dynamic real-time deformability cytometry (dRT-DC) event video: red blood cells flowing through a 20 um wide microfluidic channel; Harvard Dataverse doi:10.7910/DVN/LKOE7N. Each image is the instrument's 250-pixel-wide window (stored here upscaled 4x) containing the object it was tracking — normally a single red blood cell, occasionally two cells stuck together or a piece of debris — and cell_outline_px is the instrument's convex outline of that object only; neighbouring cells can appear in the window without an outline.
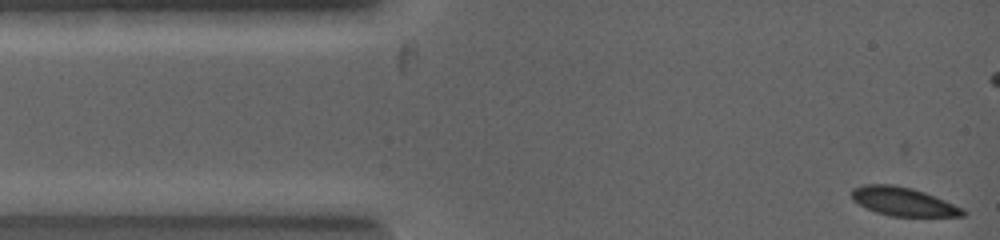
{"species": "common noctule bat (a hibernating species)", "species_latin": "Nyctalus noctula", "temperature_condition": "warm", "stored_images_in_passage": 12, "camera_frame_rate_fps": 5000, "um_per_image_px": 0.085, "animal": {"sex": "female", "body_mass_g": 19.0, "forearm_length_mm": 53.3}, "frame": {"image": 1, "passage_image": 1, "time_ms": 0.0, "image_size_px": [1000, 240], "cell_outline_px": [[968, 212], [964, 216], [892, 216], [876, 212], [852, 200], [852, 188], [864, 184], [892, 184], [912, 188], [924, 192], [964, 208]], "centroid_in_image_um": [76.79, 17.13], "position_along_channel_um": 8.2, "area_um2": 18.44}}